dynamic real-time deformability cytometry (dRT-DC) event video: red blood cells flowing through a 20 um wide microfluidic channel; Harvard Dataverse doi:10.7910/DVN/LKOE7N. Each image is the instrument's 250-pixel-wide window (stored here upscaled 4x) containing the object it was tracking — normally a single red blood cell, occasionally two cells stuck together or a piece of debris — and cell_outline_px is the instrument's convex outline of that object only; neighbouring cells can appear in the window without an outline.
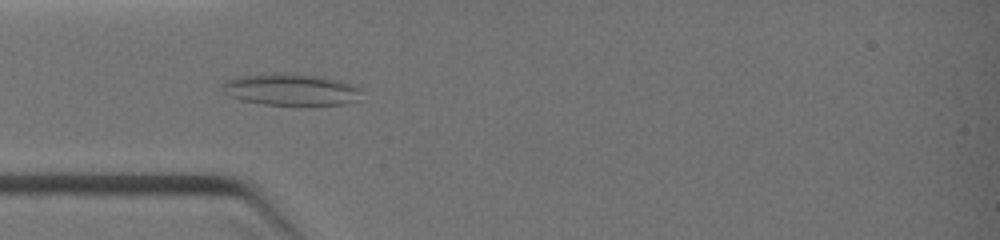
{"species": "common noctule bat (a hibernating species)", "species_latin": "Nyctalus noctula", "temperature_condition": "warm", "stored_images_in_passage": 7, "camera_frame_rate_fps": 3000, "um_per_image_px": 0.085, "animal": {"sex": "female", "body_mass_g": 19.0, "forearm_length_mm": 51.5}, "frame": {"image": 1, "passage_image": 4, "time_ms": 2.333, "image_size_px": [1000, 240], "cell_outline_px": [[360, 88], [356, 100], [344, 104], [264, 104], [244, 100], [228, 96], [224, 84], [228, 80], [240, 76], [280, 72], [296, 72], [320, 76], [348, 84]], "centroid_in_image_um": [24.71, 7.59], "position_along_channel_um": 60.3, "area_um2": 25.03}}
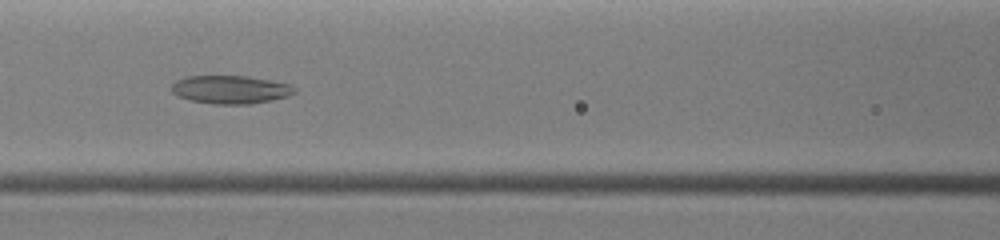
{"frame": {"image": 2, "passage_image": 6, "time_ms": 4.0, "image_size_px": [1000, 240], "cell_outline_px": [[296, 92], [288, 96], [272, 100], [252, 104], [212, 104], [192, 100], [176, 96], [172, 92], [172, 84], [176, 80], [188, 76], [248, 76], [292, 84], [296, 88]], "centroid_in_image_um": [19.62, 7.61], "position_along_channel_um": 147.0, "area_um2": 20.35}}
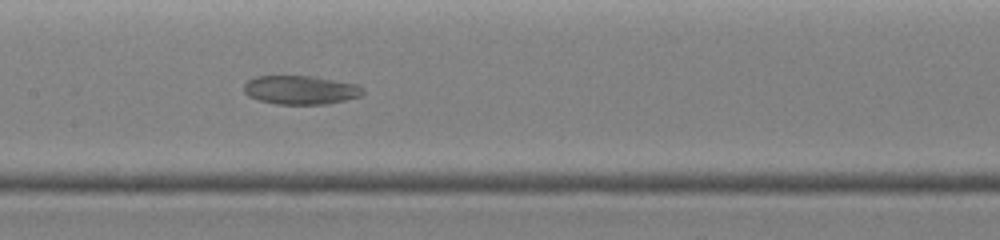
{"frame": {"image": 3, "passage_image": 7, "time_ms": 4.667, "image_size_px": [1000, 240], "cell_outline_px": [[364, 92], [360, 96], [328, 104], [276, 104], [260, 100], [248, 96], [244, 92], [244, 84], [248, 80], [256, 76], [312, 76], [356, 84], [364, 88]], "centroid_in_image_um": [25.54, 7.64], "position_along_channel_um": 181.9, "area_um2": 19.88}}